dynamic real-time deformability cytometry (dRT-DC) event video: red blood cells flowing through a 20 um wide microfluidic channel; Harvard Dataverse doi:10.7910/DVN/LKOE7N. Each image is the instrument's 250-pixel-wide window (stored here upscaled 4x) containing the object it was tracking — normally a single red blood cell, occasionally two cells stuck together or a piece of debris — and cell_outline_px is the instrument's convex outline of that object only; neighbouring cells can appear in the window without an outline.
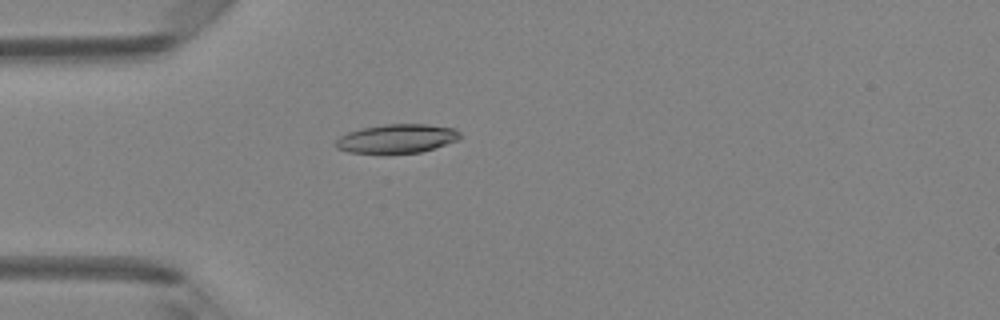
{"species": "Egyptian fruit bat (a non-hibernating species)", "species_latin": "Rousettus aegyptiacus", "temperature_condition": "room temperature", "stored_images_in_passage": 49, "camera_frame_rate_fps": 3000, "um_per_image_px": 0.085, "animal": {"sex": "female"}, "frame": {"image": 1, "passage_image": 14, "time_ms": 4.333, "image_size_px": [1000, 320], "cell_outline_px": [[460, 140], [420, 152], [384, 156], [348, 152], [336, 148], [332, 144], [340, 136], [348, 132], [360, 128], [384, 124], [428, 124], [452, 128], [460, 132]], "centroid_in_image_um": [33.66, 11.82], "position_along_channel_um": 51.3, "area_um2": 21.79}}
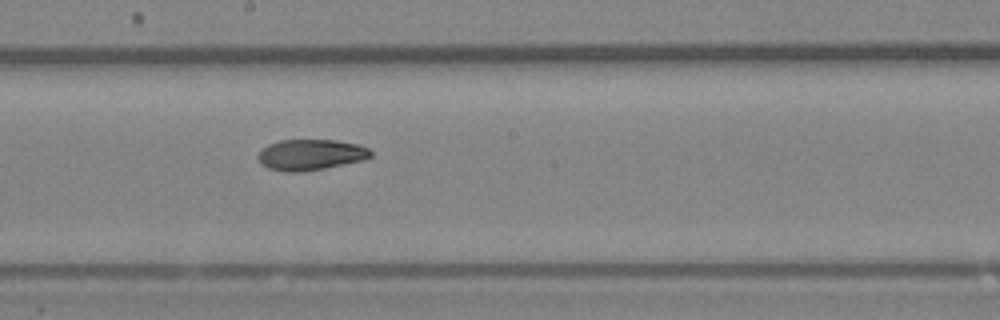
{"frame": {"image": 2, "passage_image": 27, "time_ms": 8.667, "image_size_px": [1000, 320], "cell_outline_px": [[372, 156], [364, 160], [324, 168], [300, 172], [284, 172], [268, 168], [260, 164], [256, 156], [268, 144], [280, 140], [336, 140], [356, 144], [368, 148], [372, 152]], "centroid_in_image_um": [26.38, 13.16], "position_along_channel_um": 221.8, "area_um2": 20.29}}
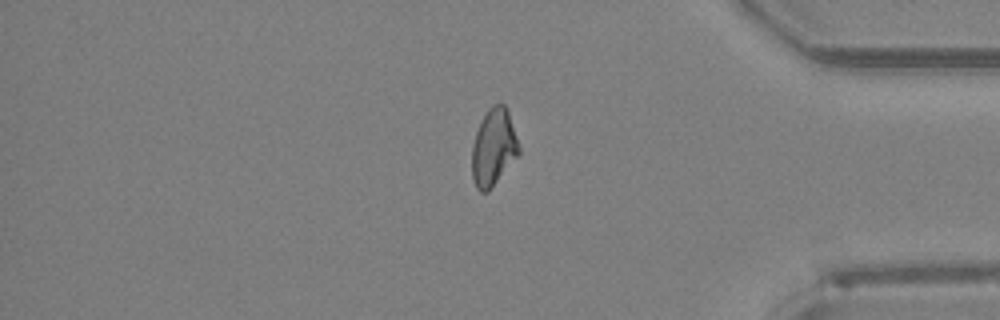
{"frame": {"image": 3, "passage_image": 41, "time_ms": 13.333, "image_size_px": [1000, 320], "cell_outline_px": [[520, 152], [488, 192], [480, 192], [476, 188], [472, 180], [472, 144], [480, 120], [488, 108], [492, 104], [504, 104], [508, 108], [520, 148]], "centroid_in_image_um": [41.94, 12.51], "position_along_channel_um": 393.3, "area_um2": 21.21}, "authors_computed_cell_mechanics": {"area_um2": 21.2126, "velocity_mm_per_s": 4.1804, "shape_relaxation_time_tau1_ms": null, "shape_relaxation_time_tau2_ms": 5.0886, "deformation_change_tau1": null, "deformation_change_tau2": 0.1152}}